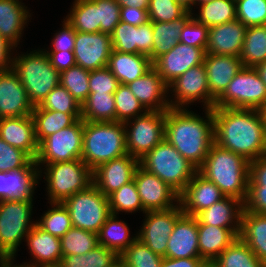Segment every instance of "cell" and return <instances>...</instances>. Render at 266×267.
Masks as SVG:
<instances>
[{"label": "cell", "mask_w": 266, "mask_h": 267, "mask_svg": "<svg viewBox=\"0 0 266 267\" xmlns=\"http://www.w3.org/2000/svg\"><path fill=\"white\" fill-rule=\"evenodd\" d=\"M33 201L0 200V258L16 259L18 247L36 225Z\"/></svg>", "instance_id": "ba28073f"}, {"label": "cell", "mask_w": 266, "mask_h": 267, "mask_svg": "<svg viewBox=\"0 0 266 267\" xmlns=\"http://www.w3.org/2000/svg\"><path fill=\"white\" fill-rule=\"evenodd\" d=\"M39 106L44 110H54L64 114H81V105L60 84L46 96Z\"/></svg>", "instance_id": "681fc988"}, {"label": "cell", "mask_w": 266, "mask_h": 267, "mask_svg": "<svg viewBox=\"0 0 266 267\" xmlns=\"http://www.w3.org/2000/svg\"><path fill=\"white\" fill-rule=\"evenodd\" d=\"M33 159L23 150L0 138V171L11 172L26 167Z\"/></svg>", "instance_id": "f5cc1de1"}, {"label": "cell", "mask_w": 266, "mask_h": 267, "mask_svg": "<svg viewBox=\"0 0 266 267\" xmlns=\"http://www.w3.org/2000/svg\"><path fill=\"white\" fill-rule=\"evenodd\" d=\"M244 67H255L266 60V25L247 27L241 54Z\"/></svg>", "instance_id": "ab89813d"}, {"label": "cell", "mask_w": 266, "mask_h": 267, "mask_svg": "<svg viewBox=\"0 0 266 267\" xmlns=\"http://www.w3.org/2000/svg\"><path fill=\"white\" fill-rule=\"evenodd\" d=\"M237 20L246 27L266 25V0H235Z\"/></svg>", "instance_id": "f907efd6"}, {"label": "cell", "mask_w": 266, "mask_h": 267, "mask_svg": "<svg viewBox=\"0 0 266 267\" xmlns=\"http://www.w3.org/2000/svg\"><path fill=\"white\" fill-rule=\"evenodd\" d=\"M214 142L251 162L266 156V129L261 110L213 108Z\"/></svg>", "instance_id": "6da1fadb"}, {"label": "cell", "mask_w": 266, "mask_h": 267, "mask_svg": "<svg viewBox=\"0 0 266 267\" xmlns=\"http://www.w3.org/2000/svg\"><path fill=\"white\" fill-rule=\"evenodd\" d=\"M118 79L107 68L90 71V93H114L119 86Z\"/></svg>", "instance_id": "9f6ffc18"}, {"label": "cell", "mask_w": 266, "mask_h": 267, "mask_svg": "<svg viewBox=\"0 0 266 267\" xmlns=\"http://www.w3.org/2000/svg\"><path fill=\"white\" fill-rule=\"evenodd\" d=\"M62 255H82L98 245L97 233L71 227L61 238Z\"/></svg>", "instance_id": "ee69618b"}, {"label": "cell", "mask_w": 266, "mask_h": 267, "mask_svg": "<svg viewBox=\"0 0 266 267\" xmlns=\"http://www.w3.org/2000/svg\"><path fill=\"white\" fill-rule=\"evenodd\" d=\"M165 119L166 111H147L124 122L128 154L139 160L163 141Z\"/></svg>", "instance_id": "8fae6325"}, {"label": "cell", "mask_w": 266, "mask_h": 267, "mask_svg": "<svg viewBox=\"0 0 266 267\" xmlns=\"http://www.w3.org/2000/svg\"><path fill=\"white\" fill-rule=\"evenodd\" d=\"M121 6L116 0H98L100 32L112 34L120 20Z\"/></svg>", "instance_id": "11a10c76"}, {"label": "cell", "mask_w": 266, "mask_h": 267, "mask_svg": "<svg viewBox=\"0 0 266 267\" xmlns=\"http://www.w3.org/2000/svg\"><path fill=\"white\" fill-rule=\"evenodd\" d=\"M188 11L176 0H150L149 21L170 22L182 18Z\"/></svg>", "instance_id": "816d5d0a"}, {"label": "cell", "mask_w": 266, "mask_h": 267, "mask_svg": "<svg viewBox=\"0 0 266 267\" xmlns=\"http://www.w3.org/2000/svg\"><path fill=\"white\" fill-rule=\"evenodd\" d=\"M0 138L36 159L38 143L31 115L0 118Z\"/></svg>", "instance_id": "4316f807"}, {"label": "cell", "mask_w": 266, "mask_h": 267, "mask_svg": "<svg viewBox=\"0 0 266 267\" xmlns=\"http://www.w3.org/2000/svg\"><path fill=\"white\" fill-rule=\"evenodd\" d=\"M265 107L266 85L253 67H243L214 103V108L262 110Z\"/></svg>", "instance_id": "9c48e42d"}, {"label": "cell", "mask_w": 266, "mask_h": 267, "mask_svg": "<svg viewBox=\"0 0 266 267\" xmlns=\"http://www.w3.org/2000/svg\"><path fill=\"white\" fill-rule=\"evenodd\" d=\"M254 69L258 72L261 80L266 85V60L264 62H261L257 64Z\"/></svg>", "instance_id": "a7ac6f4b"}, {"label": "cell", "mask_w": 266, "mask_h": 267, "mask_svg": "<svg viewBox=\"0 0 266 267\" xmlns=\"http://www.w3.org/2000/svg\"><path fill=\"white\" fill-rule=\"evenodd\" d=\"M199 267H216L214 262L204 261Z\"/></svg>", "instance_id": "8c879c8a"}, {"label": "cell", "mask_w": 266, "mask_h": 267, "mask_svg": "<svg viewBox=\"0 0 266 267\" xmlns=\"http://www.w3.org/2000/svg\"><path fill=\"white\" fill-rule=\"evenodd\" d=\"M244 210L256 214H266V189L262 186H248Z\"/></svg>", "instance_id": "680465c9"}, {"label": "cell", "mask_w": 266, "mask_h": 267, "mask_svg": "<svg viewBox=\"0 0 266 267\" xmlns=\"http://www.w3.org/2000/svg\"><path fill=\"white\" fill-rule=\"evenodd\" d=\"M48 204L51 209L43 212L36 224L51 235L61 238L72 227L69 211L63 203Z\"/></svg>", "instance_id": "f6af8a7d"}, {"label": "cell", "mask_w": 266, "mask_h": 267, "mask_svg": "<svg viewBox=\"0 0 266 267\" xmlns=\"http://www.w3.org/2000/svg\"><path fill=\"white\" fill-rule=\"evenodd\" d=\"M119 256L104 246L97 245L82 255H63L58 267H109Z\"/></svg>", "instance_id": "7bdbcfd3"}, {"label": "cell", "mask_w": 266, "mask_h": 267, "mask_svg": "<svg viewBox=\"0 0 266 267\" xmlns=\"http://www.w3.org/2000/svg\"><path fill=\"white\" fill-rule=\"evenodd\" d=\"M113 50L122 53H141L151 60L153 46L152 22L139 26L120 21L111 34Z\"/></svg>", "instance_id": "cb8c5ba5"}, {"label": "cell", "mask_w": 266, "mask_h": 267, "mask_svg": "<svg viewBox=\"0 0 266 267\" xmlns=\"http://www.w3.org/2000/svg\"><path fill=\"white\" fill-rule=\"evenodd\" d=\"M114 93H90L81 105V119L90 122L116 121Z\"/></svg>", "instance_id": "f35d334b"}, {"label": "cell", "mask_w": 266, "mask_h": 267, "mask_svg": "<svg viewBox=\"0 0 266 267\" xmlns=\"http://www.w3.org/2000/svg\"><path fill=\"white\" fill-rule=\"evenodd\" d=\"M126 85L147 111H166L170 108L168 85L154 67Z\"/></svg>", "instance_id": "603a6c76"}, {"label": "cell", "mask_w": 266, "mask_h": 267, "mask_svg": "<svg viewBox=\"0 0 266 267\" xmlns=\"http://www.w3.org/2000/svg\"><path fill=\"white\" fill-rule=\"evenodd\" d=\"M184 9L188 12L197 11L194 10L197 6V0H176ZM195 7V8H194Z\"/></svg>", "instance_id": "003e7915"}, {"label": "cell", "mask_w": 266, "mask_h": 267, "mask_svg": "<svg viewBox=\"0 0 266 267\" xmlns=\"http://www.w3.org/2000/svg\"><path fill=\"white\" fill-rule=\"evenodd\" d=\"M12 265V260L0 258V267H11Z\"/></svg>", "instance_id": "2644e50d"}, {"label": "cell", "mask_w": 266, "mask_h": 267, "mask_svg": "<svg viewBox=\"0 0 266 267\" xmlns=\"http://www.w3.org/2000/svg\"><path fill=\"white\" fill-rule=\"evenodd\" d=\"M216 267H266L240 238H236L213 261Z\"/></svg>", "instance_id": "60d3db41"}, {"label": "cell", "mask_w": 266, "mask_h": 267, "mask_svg": "<svg viewBox=\"0 0 266 267\" xmlns=\"http://www.w3.org/2000/svg\"><path fill=\"white\" fill-rule=\"evenodd\" d=\"M198 172L212 181L225 196L245 202L249 185V161L215 142Z\"/></svg>", "instance_id": "3957f363"}, {"label": "cell", "mask_w": 266, "mask_h": 267, "mask_svg": "<svg viewBox=\"0 0 266 267\" xmlns=\"http://www.w3.org/2000/svg\"><path fill=\"white\" fill-rule=\"evenodd\" d=\"M139 160L129 154L114 158L92 171V184L105 196L134 180Z\"/></svg>", "instance_id": "ac0fdd59"}, {"label": "cell", "mask_w": 266, "mask_h": 267, "mask_svg": "<svg viewBox=\"0 0 266 267\" xmlns=\"http://www.w3.org/2000/svg\"><path fill=\"white\" fill-rule=\"evenodd\" d=\"M73 227L98 233L111 215L108 197L93 184L63 202Z\"/></svg>", "instance_id": "30bf717a"}, {"label": "cell", "mask_w": 266, "mask_h": 267, "mask_svg": "<svg viewBox=\"0 0 266 267\" xmlns=\"http://www.w3.org/2000/svg\"><path fill=\"white\" fill-rule=\"evenodd\" d=\"M203 262L201 258L172 259L164 257L161 267H199Z\"/></svg>", "instance_id": "e7e4bbea"}, {"label": "cell", "mask_w": 266, "mask_h": 267, "mask_svg": "<svg viewBox=\"0 0 266 267\" xmlns=\"http://www.w3.org/2000/svg\"><path fill=\"white\" fill-rule=\"evenodd\" d=\"M30 12L22 0H0V35L16 48L24 36V28L31 22Z\"/></svg>", "instance_id": "f546056e"}, {"label": "cell", "mask_w": 266, "mask_h": 267, "mask_svg": "<svg viewBox=\"0 0 266 267\" xmlns=\"http://www.w3.org/2000/svg\"><path fill=\"white\" fill-rule=\"evenodd\" d=\"M134 181L145 211L167 210L179 204V194L174 189L140 166Z\"/></svg>", "instance_id": "9a60e30c"}, {"label": "cell", "mask_w": 266, "mask_h": 267, "mask_svg": "<svg viewBox=\"0 0 266 267\" xmlns=\"http://www.w3.org/2000/svg\"><path fill=\"white\" fill-rule=\"evenodd\" d=\"M89 74L90 71L79 65H74L60 73V85L65 87L80 105L90 94Z\"/></svg>", "instance_id": "bcb514c9"}, {"label": "cell", "mask_w": 266, "mask_h": 267, "mask_svg": "<svg viewBox=\"0 0 266 267\" xmlns=\"http://www.w3.org/2000/svg\"><path fill=\"white\" fill-rule=\"evenodd\" d=\"M239 237L266 266V214L243 210Z\"/></svg>", "instance_id": "d6a6232c"}, {"label": "cell", "mask_w": 266, "mask_h": 267, "mask_svg": "<svg viewBox=\"0 0 266 267\" xmlns=\"http://www.w3.org/2000/svg\"><path fill=\"white\" fill-rule=\"evenodd\" d=\"M261 112H262V114H263V116H264V120H265V129H266V107L263 108V109L261 110Z\"/></svg>", "instance_id": "753ad0ef"}, {"label": "cell", "mask_w": 266, "mask_h": 267, "mask_svg": "<svg viewBox=\"0 0 266 267\" xmlns=\"http://www.w3.org/2000/svg\"><path fill=\"white\" fill-rule=\"evenodd\" d=\"M33 108L16 72L0 71V118L31 115Z\"/></svg>", "instance_id": "44dd1931"}, {"label": "cell", "mask_w": 266, "mask_h": 267, "mask_svg": "<svg viewBox=\"0 0 266 267\" xmlns=\"http://www.w3.org/2000/svg\"><path fill=\"white\" fill-rule=\"evenodd\" d=\"M139 166L157 175L178 194L198 172V169L165 139L139 159Z\"/></svg>", "instance_id": "52a82bcc"}, {"label": "cell", "mask_w": 266, "mask_h": 267, "mask_svg": "<svg viewBox=\"0 0 266 267\" xmlns=\"http://www.w3.org/2000/svg\"><path fill=\"white\" fill-rule=\"evenodd\" d=\"M243 210V201L235 197L225 196L219 202L213 203L210 207L199 212L195 217L197 224L229 228L239 237Z\"/></svg>", "instance_id": "83f0119b"}, {"label": "cell", "mask_w": 266, "mask_h": 267, "mask_svg": "<svg viewBox=\"0 0 266 267\" xmlns=\"http://www.w3.org/2000/svg\"><path fill=\"white\" fill-rule=\"evenodd\" d=\"M246 29L245 24L237 19L210 27L206 54L239 57L242 51Z\"/></svg>", "instance_id": "484cf974"}, {"label": "cell", "mask_w": 266, "mask_h": 267, "mask_svg": "<svg viewBox=\"0 0 266 267\" xmlns=\"http://www.w3.org/2000/svg\"><path fill=\"white\" fill-rule=\"evenodd\" d=\"M64 18L78 32H100L98 0H74Z\"/></svg>", "instance_id": "8d00e7d4"}, {"label": "cell", "mask_w": 266, "mask_h": 267, "mask_svg": "<svg viewBox=\"0 0 266 267\" xmlns=\"http://www.w3.org/2000/svg\"><path fill=\"white\" fill-rule=\"evenodd\" d=\"M130 232L127 222L111 214L97 233L98 245L113 250L119 256L137 239V232L134 236Z\"/></svg>", "instance_id": "836d02e7"}, {"label": "cell", "mask_w": 266, "mask_h": 267, "mask_svg": "<svg viewBox=\"0 0 266 267\" xmlns=\"http://www.w3.org/2000/svg\"><path fill=\"white\" fill-rule=\"evenodd\" d=\"M215 100L209 91L204 64L191 67L168 85V101L172 108L189 109L195 105L193 103L200 102L202 109H213Z\"/></svg>", "instance_id": "7c38bea8"}, {"label": "cell", "mask_w": 266, "mask_h": 267, "mask_svg": "<svg viewBox=\"0 0 266 267\" xmlns=\"http://www.w3.org/2000/svg\"><path fill=\"white\" fill-rule=\"evenodd\" d=\"M112 50L110 34L76 31L73 52L76 65H79L83 69L93 71L107 67Z\"/></svg>", "instance_id": "2e32d148"}, {"label": "cell", "mask_w": 266, "mask_h": 267, "mask_svg": "<svg viewBox=\"0 0 266 267\" xmlns=\"http://www.w3.org/2000/svg\"><path fill=\"white\" fill-rule=\"evenodd\" d=\"M15 51L12 69L26 89L31 104L38 106L60 84V73L51 65L43 48L21 54Z\"/></svg>", "instance_id": "5b68a950"}, {"label": "cell", "mask_w": 266, "mask_h": 267, "mask_svg": "<svg viewBox=\"0 0 266 267\" xmlns=\"http://www.w3.org/2000/svg\"><path fill=\"white\" fill-rule=\"evenodd\" d=\"M166 257L201 258L198 248V224L195 216L183 214L175 223L167 242Z\"/></svg>", "instance_id": "d4e9b609"}, {"label": "cell", "mask_w": 266, "mask_h": 267, "mask_svg": "<svg viewBox=\"0 0 266 267\" xmlns=\"http://www.w3.org/2000/svg\"><path fill=\"white\" fill-rule=\"evenodd\" d=\"M204 66L210 94L217 99L227 88L234 76L243 69L237 56L206 54Z\"/></svg>", "instance_id": "f1b7e54d"}, {"label": "cell", "mask_w": 266, "mask_h": 267, "mask_svg": "<svg viewBox=\"0 0 266 267\" xmlns=\"http://www.w3.org/2000/svg\"><path fill=\"white\" fill-rule=\"evenodd\" d=\"M192 17V12H187L182 18L170 22H152L153 46L151 62L168 53L179 43V37L185 23Z\"/></svg>", "instance_id": "e575fe53"}, {"label": "cell", "mask_w": 266, "mask_h": 267, "mask_svg": "<svg viewBox=\"0 0 266 267\" xmlns=\"http://www.w3.org/2000/svg\"><path fill=\"white\" fill-rule=\"evenodd\" d=\"M196 8L198 12L193 11L192 16L208 28L237 19L235 0H213Z\"/></svg>", "instance_id": "74e56055"}, {"label": "cell", "mask_w": 266, "mask_h": 267, "mask_svg": "<svg viewBox=\"0 0 266 267\" xmlns=\"http://www.w3.org/2000/svg\"><path fill=\"white\" fill-rule=\"evenodd\" d=\"M40 183V168L32 160L26 167L11 172L0 171V200L34 201Z\"/></svg>", "instance_id": "ffe728a7"}, {"label": "cell", "mask_w": 266, "mask_h": 267, "mask_svg": "<svg viewBox=\"0 0 266 267\" xmlns=\"http://www.w3.org/2000/svg\"><path fill=\"white\" fill-rule=\"evenodd\" d=\"M62 28L54 33L51 47L43 49L45 52H73L76 30L63 18ZM51 48V49H50Z\"/></svg>", "instance_id": "6f0895ef"}, {"label": "cell", "mask_w": 266, "mask_h": 267, "mask_svg": "<svg viewBox=\"0 0 266 267\" xmlns=\"http://www.w3.org/2000/svg\"><path fill=\"white\" fill-rule=\"evenodd\" d=\"M83 126L84 121L79 119L71 126L44 138L38 144L35 162L37 164H50L81 159Z\"/></svg>", "instance_id": "4fadbf2b"}, {"label": "cell", "mask_w": 266, "mask_h": 267, "mask_svg": "<svg viewBox=\"0 0 266 267\" xmlns=\"http://www.w3.org/2000/svg\"><path fill=\"white\" fill-rule=\"evenodd\" d=\"M200 116L188 108L166 110L164 139L197 169H199L214 143L212 109H204Z\"/></svg>", "instance_id": "7a4b0ae2"}, {"label": "cell", "mask_w": 266, "mask_h": 267, "mask_svg": "<svg viewBox=\"0 0 266 267\" xmlns=\"http://www.w3.org/2000/svg\"><path fill=\"white\" fill-rule=\"evenodd\" d=\"M31 116L38 144L49 135L71 126L76 120L81 119V114H64L54 110H44L39 105L33 108Z\"/></svg>", "instance_id": "d590c367"}, {"label": "cell", "mask_w": 266, "mask_h": 267, "mask_svg": "<svg viewBox=\"0 0 266 267\" xmlns=\"http://www.w3.org/2000/svg\"><path fill=\"white\" fill-rule=\"evenodd\" d=\"M109 267H128V265L118 257Z\"/></svg>", "instance_id": "89a4df30"}, {"label": "cell", "mask_w": 266, "mask_h": 267, "mask_svg": "<svg viewBox=\"0 0 266 267\" xmlns=\"http://www.w3.org/2000/svg\"><path fill=\"white\" fill-rule=\"evenodd\" d=\"M37 165L40 180L44 176L46 181L47 203H63L92 184V170L81 159Z\"/></svg>", "instance_id": "8992f818"}, {"label": "cell", "mask_w": 266, "mask_h": 267, "mask_svg": "<svg viewBox=\"0 0 266 267\" xmlns=\"http://www.w3.org/2000/svg\"><path fill=\"white\" fill-rule=\"evenodd\" d=\"M16 47L0 35V71L12 68Z\"/></svg>", "instance_id": "be15d7a7"}, {"label": "cell", "mask_w": 266, "mask_h": 267, "mask_svg": "<svg viewBox=\"0 0 266 267\" xmlns=\"http://www.w3.org/2000/svg\"><path fill=\"white\" fill-rule=\"evenodd\" d=\"M116 2L122 6H129L148 10L150 0H116Z\"/></svg>", "instance_id": "03108f58"}, {"label": "cell", "mask_w": 266, "mask_h": 267, "mask_svg": "<svg viewBox=\"0 0 266 267\" xmlns=\"http://www.w3.org/2000/svg\"><path fill=\"white\" fill-rule=\"evenodd\" d=\"M51 65L61 73L76 65L74 52H45Z\"/></svg>", "instance_id": "6125c7cd"}, {"label": "cell", "mask_w": 266, "mask_h": 267, "mask_svg": "<svg viewBox=\"0 0 266 267\" xmlns=\"http://www.w3.org/2000/svg\"><path fill=\"white\" fill-rule=\"evenodd\" d=\"M206 49L177 43L171 51L158 57L152 64L163 81L169 85L191 67L204 63Z\"/></svg>", "instance_id": "d6986e66"}, {"label": "cell", "mask_w": 266, "mask_h": 267, "mask_svg": "<svg viewBox=\"0 0 266 267\" xmlns=\"http://www.w3.org/2000/svg\"><path fill=\"white\" fill-rule=\"evenodd\" d=\"M25 242L32 259L21 264L13 259V265L17 267L59 266L63 256L60 238L51 235L36 224L27 234Z\"/></svg>", "instance_id": "e0dca14e"}, {"label": "cell", "mask_w": 266, "mask_h": 267, "mask_svg": "<svg viewBox=\"0 0 266 267\" xmlns=\"http://www.w3.org/2000/svg\"><path fill=\"white\" fill-rule=\"evenodd\" d=\"M238 236L229 228L198 224V248L203 261L213 262Z\"/></svg>", "instance_id": "1f68e13d"}, {"label": "cell", "mask_w": 266, "mask_h": 267, "mask_svg": "<svg viewBox=\"0 0 266 267\" xmlns=\"http://www.w3.org/2000/svg\"><path fill=\"white\" fill-rule=\"evenodd\" d=\"M224 197L225 195L212 181L197 172L179 194V204L185 215L196 216Z\"/></svg>", "instance_id": "7402d4cb"}, {"label": "cell", "mask_w": 266, "mask_h": 267, "mask_svg": "<svg viewBox=\"0 0 266 267\" xmlns=\"http://www.w3.org/2000/svg\"><path fill=\"white\" fill-rule=\"evenodd\" d=\"M114 101L117 122L124 123L147 112L126 84H119L114 92Z\"/></svg>", "instance_id": "7dc6e473"}, {"label": "cell", "mask_w": 266, "mask_h": 267, "mask_svg": "<svg viewBox=\"0 0 266 267\" xmlns=\"http://www.w3.org/2000/svg\"><path fill=\"white\" fill-rule=\"evenodd\" d=\"M211 1H213V0H197V4L208 3Z\"/></svg>", "instance_id": "34e18365"}, {"label": "cell", "mask_w": 266, "mask_h": 267, "mask_svg": "<svg viewBox=\"0 0 266 267\" xmlns=\"http://www.w3.org/2000/svg\"><path fill=\"white\" fill-rule=\"evenodd\" d=\"M111 214L119 216V213H136L146 212L143 209V205L140 199V195L137 191L135 181L132 180L129 183L121 186L118 190L114 191L108 196Z\"/></svg>", "instance_id": "b9f144b4"}, {"label": "cell", "mask_w": 266, "mask_h": 267, "mask_svg": "<svg viewBox=\"0 0 266 267\" xmlns=\"http://www.w3.org/2000/svg\"><path fill=\"white\" fill-rule=\"evenodd\" d=\"M209 28L198 22L193 16L185 23L179 42L188 46L206 49Z\"/></svg>", "instance_id": "db71d44e"}, {"label": "cell", "mask_w": 266, "mask_h": 267, "mask_svg": "<svg viewBox=\"0 0 266 267\" xmlns=\"http://www.w3.org/2000/svg\"><path fill=\"white\" fill-rule=\"evenodd\" d=\"M180 204L167 210L146 211L137 238L155 254L166 257L167 242L176 221L183 215Z\"/></svg>", "instance_id": "5bb4252c"}, {"label": "cell", "mask_w": 266, "mask_h": 267, "mask_svg": "<svg viewBox=\"0 0 266 267\" xmlns=\"http://www.w3.org/2000/svg\"><path fill=\"white\" fill-rule=\"evenodd\" d=\"M266 189V156L249 162V185Z\"/></svg>", "instance_id": "91938a15"}, {"label": "cell", "mask_w": 266, "mask_h": 267, "mask_svg": "<svg viewBox=\"0 0 266 267\" xmlns=\"http://www.w3.org/2000/svg\"><path fill=\"white\" fill-rule=\"evenodd\" d=\"M120 20L130 25H142L149 21L148 10L122 6L120 9Z\"/></svg>", "instance_id": "94428289"}, {"label": "cell", "mask_w": 266, "mask_h": 267, "mask_svg": "<svg viewBox=\"0 0 266 267\" xmlns=\"http://www.w3.org/2000/svg\"><path fill=\"white\" fill-rule=\"evenodd\" d=\"M153 64L150 58L141 53H122L112 50L107 68L120 84H128L147 73Z\"/></svg>", "instance_id": "4dcf8cb0"}, {"label": "cell", "mask_w": 266, "mask_h": 267, "mask_svg": "<svg viewBox=\"0 0 266 267\" xmlns=\"http://www.w3.org/2000/svg\"><path fill=\"white\" fill-rule=\"evenodd\" d=\"M125 154L128 152L124 123L84 121L81 160L92 171Z\"/></svg>", "instance_id": "277c9868"}, {"label": "cell", "mask_w": 266, "mask_h": 267, "mask_svg": "<svg viewBox=\"0 0 266 267\" xmlns=\"http://www.w3.org/2000/svg\"><path fill=\"white\" fill-rule=\"evenodd\" d=\"M119 257L128 267H161L163 260L138 238Z\"/></svg>", "instance_id": "c3c4849f"}]
</instances>
